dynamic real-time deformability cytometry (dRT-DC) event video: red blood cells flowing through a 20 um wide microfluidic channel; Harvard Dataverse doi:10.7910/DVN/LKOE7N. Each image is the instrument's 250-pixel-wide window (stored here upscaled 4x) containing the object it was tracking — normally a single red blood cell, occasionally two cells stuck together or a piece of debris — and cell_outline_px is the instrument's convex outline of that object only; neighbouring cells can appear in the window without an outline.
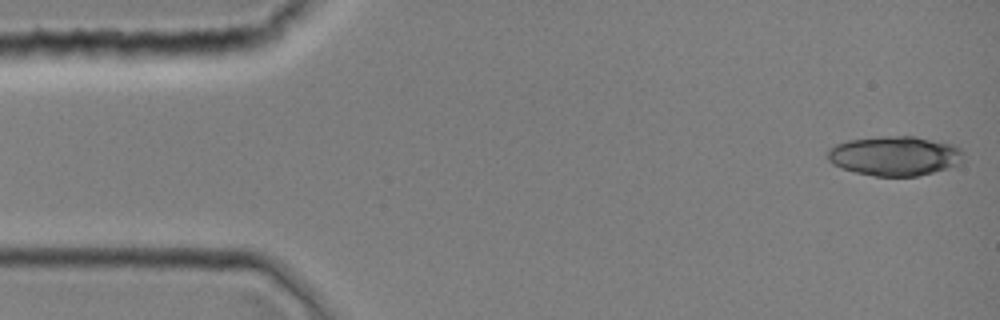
{"species": "common noctule bat (a hibernating species)", "species_latin": "Nyctalus noctula", "temperature_condition": "room temperature", "stored_images_in_passage": 11, "camera_frame_rate_fps": 3000, "um_per_image_px": 0.085, "animal": {"sex": "female", "body_mass_g": 19.0, "forearm_length_mm": 51.5}, "frame": {"image": 1, "passage_image": 1, "time_ms": 0.0, "image_size_px": [1000, 320], "cell_outline_px": [[964, 160], [960, 164], [948, 168], [916, 176], [876, 176], [856, 172], [832, 164], [828, 160], [828, 148], [836, 144], [848, 140], [880, 136], [916, 136], [940, 140], [952, 144], [960, 148], [964, 152]], "centroid_in_image_um": [76.1, 13.23], "position_along_channel_um": 8.9, "area_um2": 31.62}}
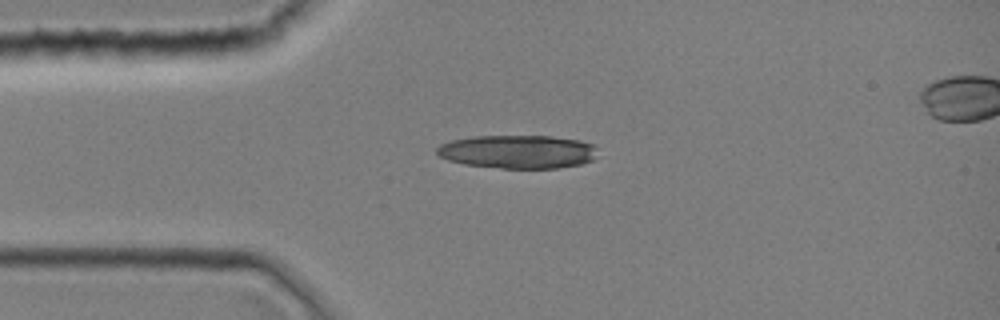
{"frame": {"image": 2, "passage_image": 9, "time_ms": 2.667, "image_size_px": [1000, 320], "cell_outline_px": [[596, 148], [592, 160], [580, 164], [556, 168], [500, 168], [464, 164], [448, 160], [440, 156], [436, 152], [436, 148], [440, 144], [452, 140], [472, 136], [552, 136], [580, 140], [592, 144]], "centroid_in_image_um": [43.98, 12.89], "position_along_channel_um": 41.0, "area_um2": 31.21}}